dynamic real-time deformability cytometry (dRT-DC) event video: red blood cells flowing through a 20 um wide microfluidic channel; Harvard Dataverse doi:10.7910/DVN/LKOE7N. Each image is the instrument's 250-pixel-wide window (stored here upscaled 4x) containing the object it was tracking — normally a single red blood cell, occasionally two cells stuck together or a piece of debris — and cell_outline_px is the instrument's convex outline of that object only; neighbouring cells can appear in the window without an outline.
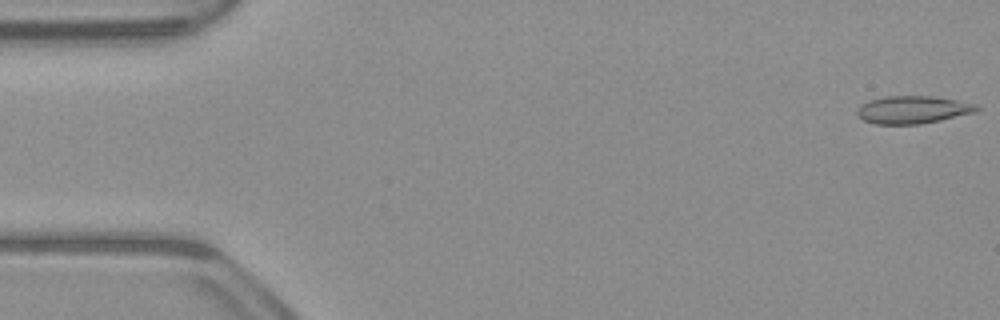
{"species": "common noctule bat (a hibernating species)", "species_latin": "Nyctalus noctula", "temperature_condition": "warm", "stored_images_in_passage": 52, "camera_frame_rate_fps": 3000, "um_per_image_px": 0.085, "animal": {"sex": "male", "body_mass_g": 23.1, "forearm_length_mm": 52.7}, "frame": {"image": 1, "passage_image": 1, "time_ms": 0.0, "image_size_px": [1000, 320], "cell_outline_px": [[980, 108], [976, 112], [940, 120], [920, 124], [872, 124], [864, 120], [856, 112], [868, 100], [884, 96], [932, 96], [956, 100], [976, 104]], "centroid_in_image_um": [77.61, 9.32], "position_along_channel_um": 7.4, "area_um2": 19.13}}
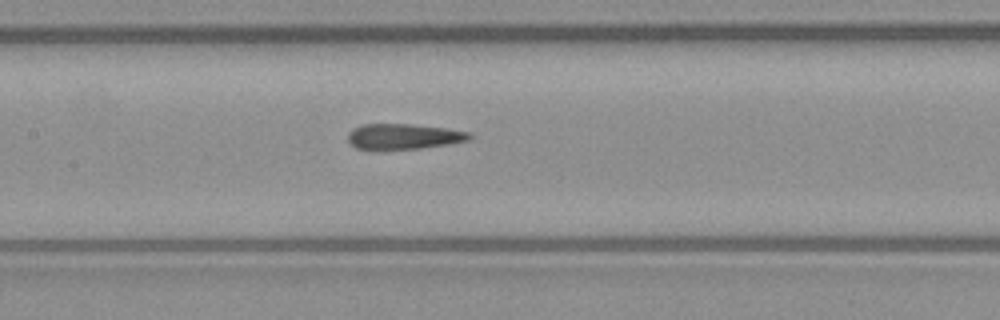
{"frame": {"image": 2, "passage_image": 24, "time_ms": 7.667, "image_size_px": [1000, 320], "cell_outline_px": [[472, 136], [468, 140], [448, 144], [420, 148], [356, 148], [348, 140], [348, 132], [352, 128], [360, 124], [412, 124], [448, 128], [468, 132]], "centroid_in_image_um": [34.3, 11.57], "position_along_channel_um": 173.1, "area_um2": 17.74}}
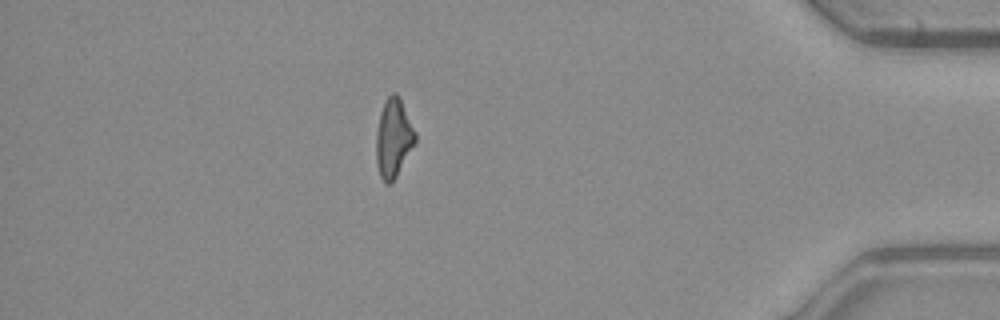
{"frame": {"image": 3, "passage_image": 45, "time_ms": 14.667, "image_size_px": [1000, 320], "cell_outline_px": [[416, 140], [396, 176], [388, 184], [384, 184], [380, 176], [376, 164], [376, 132], [380, 112], [384, 100], [392, 92], [396, 92], [400, 96], [416, 132]], "centroid_in_image_um": [33.43, 11.69], "position_along_channel_um": 401.8, "area_um2": 17.98}, "authors_computed_cell_mechanics": {"area_um2": 18.785, "velocity_mm_per_s": 3.9692, "shape_relaxation_time_tau1_ms": null, "shape_relaxation_time_tau2_ms": 2.3923, "deformation_change_tau1": null, "deformation_change_tau2": 0.1077}}